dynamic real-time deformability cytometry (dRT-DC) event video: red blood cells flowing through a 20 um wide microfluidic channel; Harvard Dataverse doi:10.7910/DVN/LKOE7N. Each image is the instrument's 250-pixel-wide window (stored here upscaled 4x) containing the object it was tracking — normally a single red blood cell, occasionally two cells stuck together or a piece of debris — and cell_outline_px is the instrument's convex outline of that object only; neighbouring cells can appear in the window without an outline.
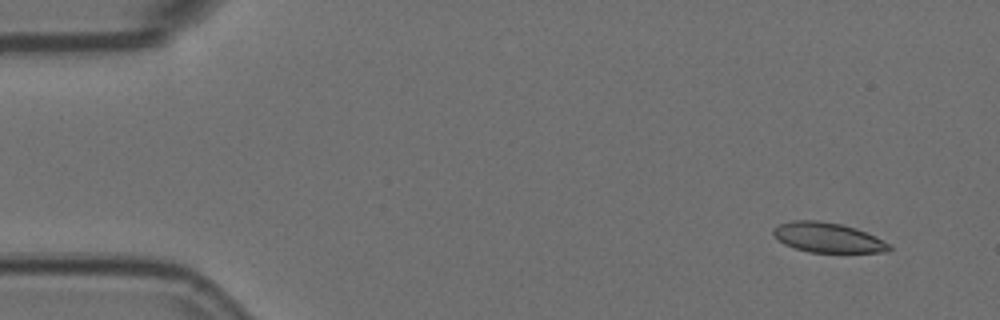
{"species": "Egyptian fruit bat (a non-hibernating species)", "species_latin": "Rousettus aegyptiacus", "temperature_condition": "room temperature", "stored_images_in_passage": 54, "camera_frame_rate_fps": 3000, "um_per_image_px": 0.085, "animal": {"sex": "female"}, "frame": {"image": 1, "passage_image": 2, "time_ms": 0.333, "image_size_px": [1000, 320], "cell_outline_px": [[892, 248], [888, 252], [808, 252], [784, 244], [776, 240], [772, 232], [772, 228], [780, 224], [792, 220], [816, 220], [840, 224], [856, 228], [876, 236], [888, 244]], "centroid_in_image_um": [70.32, 20.19], "position_along_channel_um": 14.7, "area_um2": 20.17}}
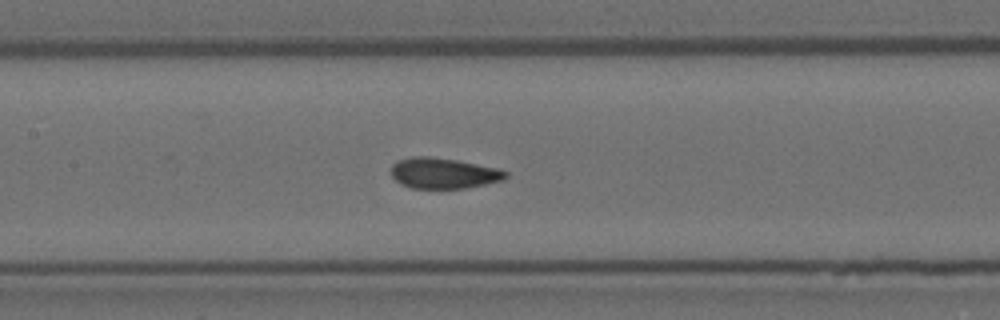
{"frame": {"image": 2, "passage_image": 24, "time_ms": 7.667, "image_size_px": [1000, 320], "cell_outline_px": [[508, 176], [504, 180], [464, 188], [408, 188], [400, 184], [392, 176], [392, 164], [396, 160], [412, 156], [432, 156], [456, 160], [496, 168], [508, 172]], "centroid_in_image_um": [37.66, 14.71], "position_along_channel_um": 169.7, "area_um2": 20.52}}
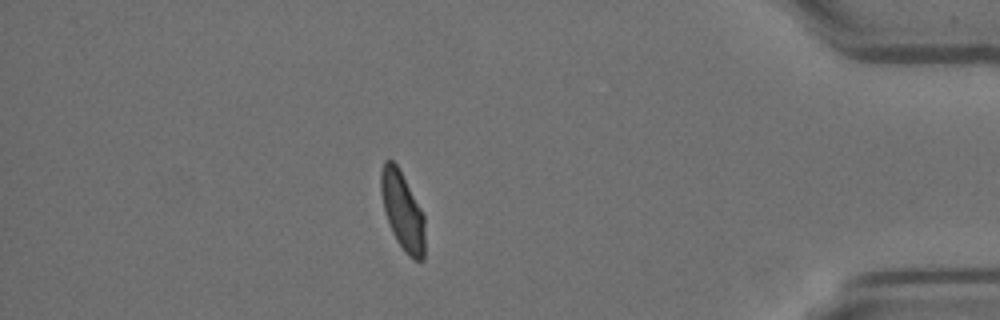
{"frame": {"image": 3, "passage_image": 47, "time_ms": 15.333, "image_size_px": [1000, 320], "cell_outline_px": [[424, 260], [412, 260], [404, 252], [396, 240], [392, 232], [384, 212], [380, 192], [380, 172], [384, 160], [392, 160], [396, 164], [420, 208], [424, 216]], "centroid_in_image_um": [34.18, 17.96], "position_along_channel_um": 401.0, "area_um2": 19.94}, "authors_computed_cell_mechanics": {"area_um2": 20.6635, "velocity_mm_per_s": 3.5781, "shape_relaxation_time_tau1_ms": 6.3169, "shape_relaxation_time_tau2_ms": 0.735, "deformation_change_tau1": 0.1438, "deformation_change_tau2": 0.055}}